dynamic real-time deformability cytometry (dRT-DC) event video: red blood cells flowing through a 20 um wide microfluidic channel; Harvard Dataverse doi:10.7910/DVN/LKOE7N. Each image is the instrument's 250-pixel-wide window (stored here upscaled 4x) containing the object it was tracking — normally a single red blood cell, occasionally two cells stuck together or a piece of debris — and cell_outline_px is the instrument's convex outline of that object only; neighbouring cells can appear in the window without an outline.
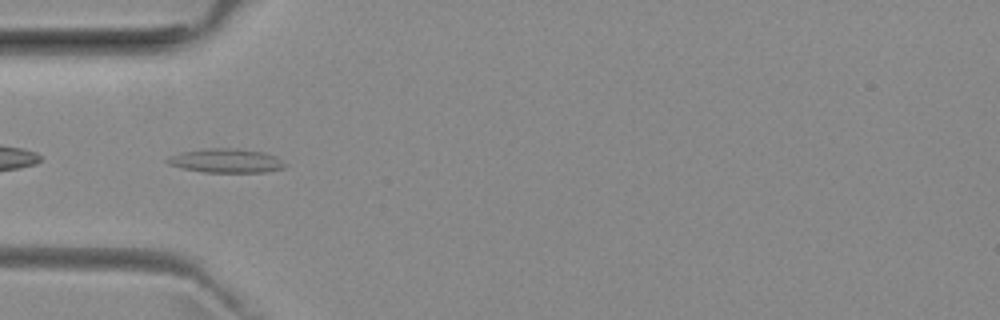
{"species": "common noctule bat (a hibernating species)", "species_latin": "Nyctalus noctula", "temperature_condition": "room temperature", "stored_images_in_passage": 52, "camera_frame_rate_fps": 3000, "um_per_image_px": 0.085, "animal": {"sex": "female", "body_mass_g": 29.2, "forearm_length_mm": 56.3}, "frame": {"image": 1, "passage_image": 16, "time_ms": 5.0, "image_size_px": [1000, 320], "cell_outline_px": [[284, 168], [264, 172], [204, 172], [184, 168], [168, 164], [164, 160], [172, 156], [184, 152], [212, 148], [236, 148], [260, 152], [276, 156], [284, 164]], "centroid_in_image_um": [19.22, 13.67], "position_along_channel_um": 65.8, "area_um2": 16.01}}
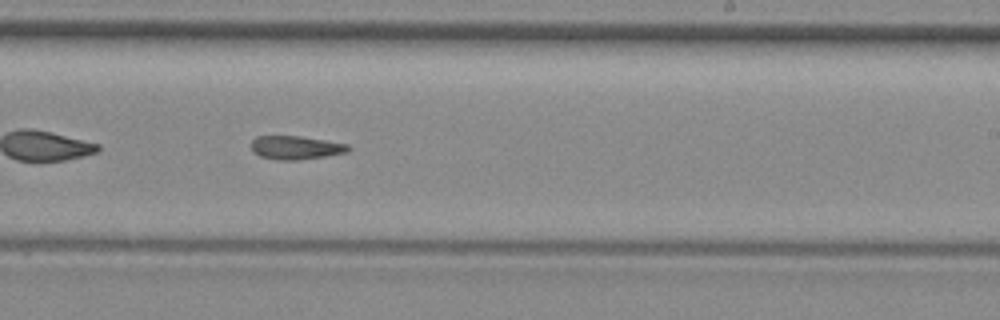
{"frame": {"image": 2, "passage_image": 31, "time_ms": 10.0, "image_size_px": [1000, 320], "cell_outline_px": [[352, 148], [348, 152], [300, 160], [276, 160], [260, 156], [252, 152], [252, 140], [256, 136], [300, 136], [348, 144]], "centroid_in_image_um": [25.14, 12.55], "position_along_channel_um": 263.9, "area_um2": 13.35}}
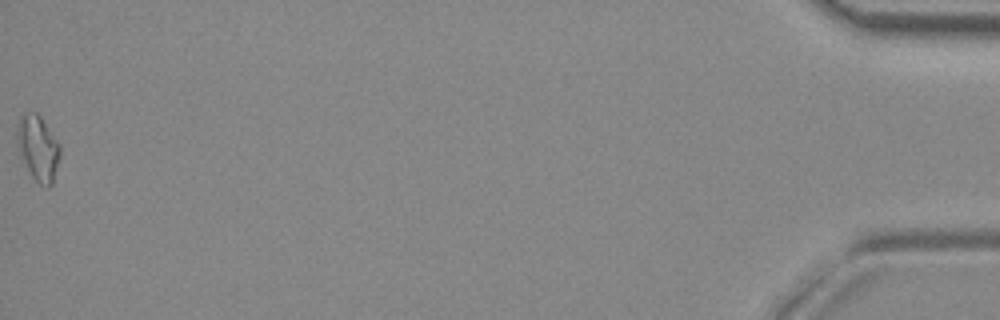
{"frame": {"image": 3, "passage_image": 52, "time_ms": 17.0, "image_size_px": [1000, 320], "cell_outline_px": [[60, 156], [52, 184], [48, 188], [40, 184], [32, 176], [20, 152], [16, 140], [16, 132], [20, 116], [28, 112], [36, 112], [40, 116], [60, 144]], "centroid_in_image_um": [3.24, 12.57], "position_along_channel_um": 432.0, "area_um2": 16.07}}